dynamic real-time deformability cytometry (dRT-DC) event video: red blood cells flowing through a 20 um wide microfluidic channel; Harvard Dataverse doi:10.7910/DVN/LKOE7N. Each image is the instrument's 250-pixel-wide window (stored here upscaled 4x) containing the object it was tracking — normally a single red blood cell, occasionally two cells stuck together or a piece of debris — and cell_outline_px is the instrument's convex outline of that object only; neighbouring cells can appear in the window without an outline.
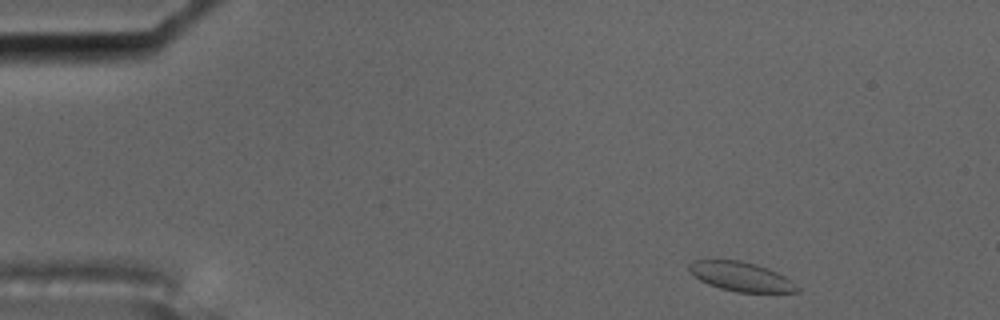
{"species": "common noctule bat (a hibernating species)", "species_latin": "Nyctalus noctula", "temperature_condition": "cold", "stored_images_in_passage": 3, "camera_frame_rate_fps": 3000, "um_per_image_px": 0.085, "animal": {"sex": "male", "body_mass_g": 17.5, "forearm_length_mm": 52.3}, "frame": {"image": 1, "passage_image": 1, "time_ms": 0.0, "image_size_px": [1000, 320], "cell_outline_px": [[800, 292], [736, 292], [720, 288], [708, 284], [700, 280], [688, 268], [688, 264], [692, 260], [740, 260], [756, 264], [768, 268], [792, 280], [800, 288]], "centroid_in_image_um": [63.01, 23.51], "position_along_channel_um": 22.0, "area_um2": 18.38}}